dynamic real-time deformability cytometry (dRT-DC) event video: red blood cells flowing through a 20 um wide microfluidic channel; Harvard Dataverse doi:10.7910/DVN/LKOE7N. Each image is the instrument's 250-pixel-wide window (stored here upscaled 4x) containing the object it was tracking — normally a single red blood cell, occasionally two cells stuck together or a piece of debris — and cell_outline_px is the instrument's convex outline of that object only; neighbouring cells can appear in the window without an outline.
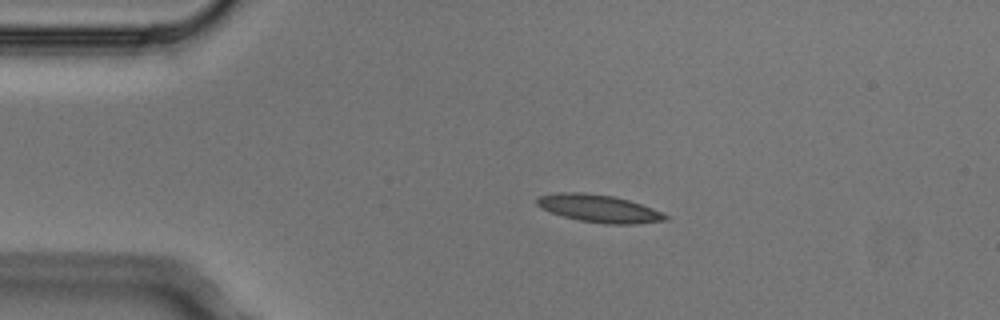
{"species": "Egyptian fruit bat (a non-hibernating species)", "species_latin": "Rousettus aegyptiacus", "temperature_condition": "cold", "stored_images_in_passage": 3, "camera_frame_rate_fps": 3000, "um_per_image_px": 0.085, "animal": {"sex": "male"}, "frame": {"image": 1, "passage_image": 2, "time_ms": 0.333, "image_size_px": [1000, 320], "cell_outline_px": [[668, 220], [636, 224], [604, 224], [580, 220], [564, 216], [552, 212], [536, 204], [536, 200], [540, 196], [560, 192], [584, 192], [612, 196], [628, 200], [652, 208], [668, 216]], "centroid_in_image_um": [50.94, 17.72], "position_along_channel_um": 34.1, "area_um2": 20.35}}